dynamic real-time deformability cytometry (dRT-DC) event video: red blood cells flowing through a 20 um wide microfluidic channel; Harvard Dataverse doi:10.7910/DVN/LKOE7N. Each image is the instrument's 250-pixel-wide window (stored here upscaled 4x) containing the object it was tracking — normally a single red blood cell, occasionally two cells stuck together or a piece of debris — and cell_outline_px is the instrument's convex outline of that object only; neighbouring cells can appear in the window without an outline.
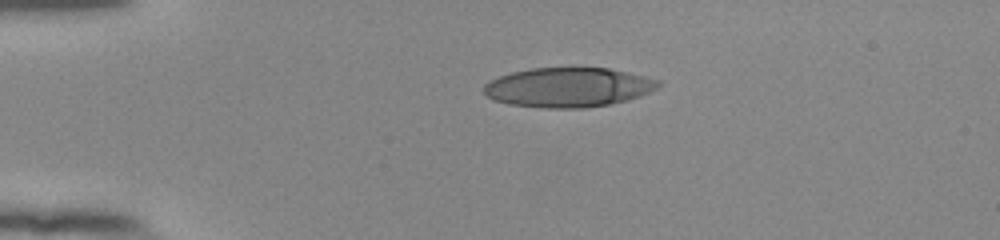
{"species": "human", "species_latin": "Homo sapiens", "temperature_condition": "room temperature", "stored_images_in_passage": 42, "camera_frame_rate_fps": 3000, "um_per_image_px": 0.085, "donor": {"sex": "female"}, "frame": {"image": 1, "passage_image": 1, "time_ms": 0.0, "image_size_px": [1000, 240], "cell_outline_px": [[660, 84], [656, 88], [640, 96], [628, 100], [608, 104], [584, 108], [544, 108], [508, 104], [492, 100], [484, 92], [484, 84], [488, 80], [512, 72], [532, 68], [608, 68], [644, 76], [660, 80]], "centroid_in_image_um": [48.26, 7.43], "position_along_channel_um": 36.7, "area_um2": 40.11}}
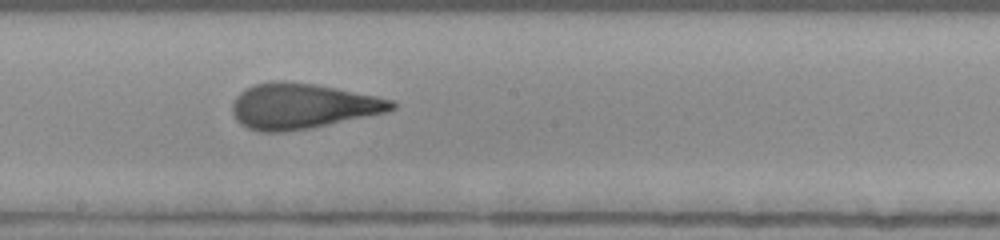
{"frame": {"image": 2, "passage_image": 19, "time_ms": 6.0, "image_size_px": [1000, 240], "cell_outline_px": [[396, 108], [388, 112], [308, 128], [284, 132], [260, 132], [248, 128], [240, 124], [236, 120], [232, 112], [232, 104], [236, 96], [244, 88], [256, 84], [276, 80], [284, 80], [316, 84], [376, 96], [392, 100], [396, 104]], "centroid_in_image_um": [25.66, 9.01], "position_along_channel_um": 222.5, "area_um2": 42.19}}
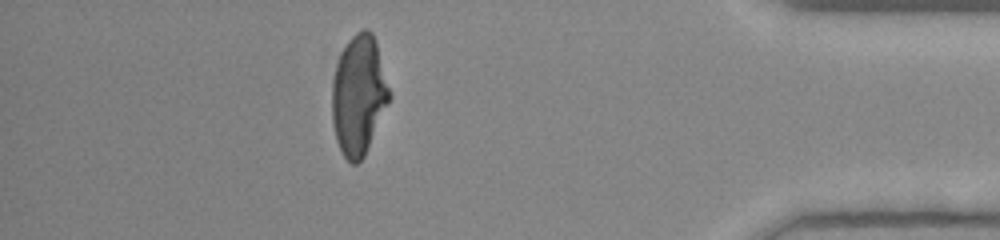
{"frame": {"image": 3, "passage_image": 36, "time_ms": 11.667, "image_size_px": [1000, 240], "cell_outline_px": [[392, 96], [364, 156], [356, 164], [352, 164], [344, 156], [336, 140], [332, 124], [332, 80], [336, 64], [348, 40], [356, 32], [364, 28], [368, 28], [372, 32], [376, 44]], "centroid_in_image_um": [30.48, 8.09], "position_along_channel_um": 404.7, "area_um2": 39.82}, "authors_computed_cell_mechanics": {"area_um2": 41.1536, "velocity_mm_per_s": 3.8978, "shape_relaxation_time_tau1_ms": 7.1312, "shape_relaxation_time_tau2_ms": 1.2627, "deformation_change_tau1": 0.2748, "deformation_change_tau2": 0.0992}}